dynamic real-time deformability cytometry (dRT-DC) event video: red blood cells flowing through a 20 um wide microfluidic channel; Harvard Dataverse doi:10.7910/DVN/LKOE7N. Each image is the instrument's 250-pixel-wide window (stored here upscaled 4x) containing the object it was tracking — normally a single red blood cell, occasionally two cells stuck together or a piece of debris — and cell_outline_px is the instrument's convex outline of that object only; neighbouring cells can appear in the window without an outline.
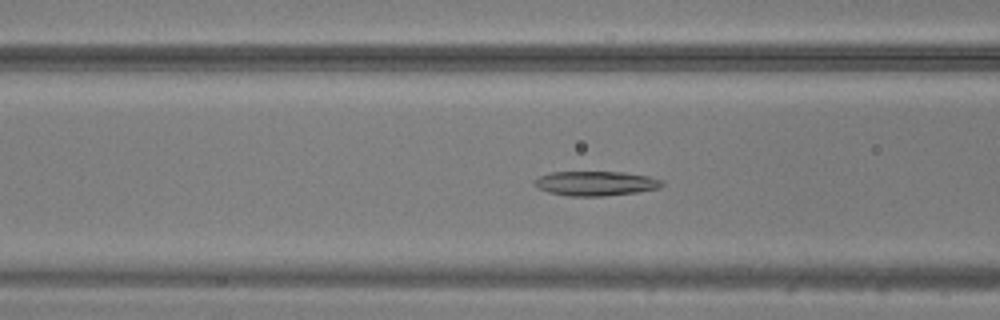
{"species": "common noctule bat (a hibernating species)", "species_latin": "Nyctalus noctula", "temperature_condition": "warm", "stored_images_in_passage": 49, "camera_frame_rate_fps": 3000, "um_per_image_px": 0.085, "animal": {"sex": "male", "body_mass_g": 20.5, "forearm_length_mm": 52.5}, "frame": {"image": 1, "passage_image": 20, "time_ms": 6.333, "image_size_px": [1000, 320], "cell_outline_px": [[664, 184], [660, 188], [636, 192], [604, 196], [568, 196], [548, 192], [536, 188], [532, 184], [532, 180], [540, 176], [552, 172], [624, 172], [648, 176], [660, 180]], "centroid_in_image_um": [50.57, 15.59], "position_along_channel_um": 116.0, "area_um2": 18.32}}
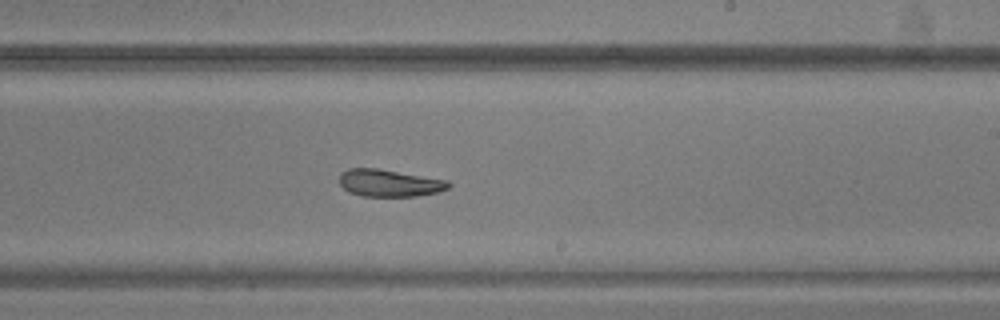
{"frame": {"image": 2, "passage_image": 30, "time_ms": 9.667, "image_size_px": [1000, 320], "cell_outline_px": [[452, 184], [448, 188], [436, 192], [416, 196], [360, 196], [348, 192], [340, 184], [340, 172], [348, 168], [376, 168], [448, 180]], "centroid_in_image_um": [33.07, 15.55], "position_along_channel_um": 255.9, "area_um2": 17.28}}
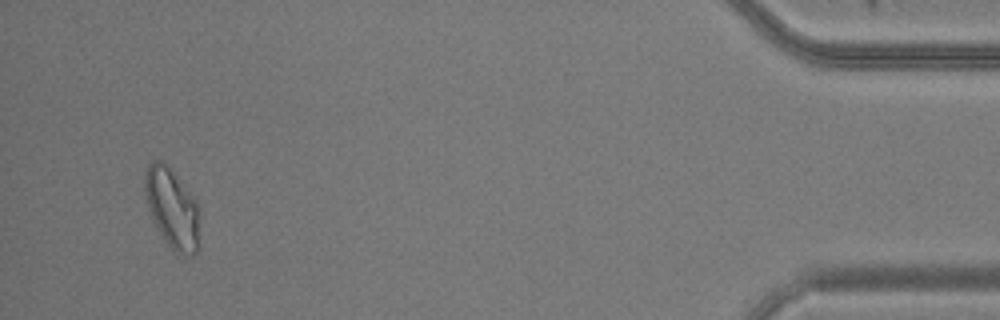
{"frame": {"image": 3, "passage_image": 47, "time_ms": 15.333, "image_size_px": [1000, 320], "cell_outline_px": [[200, 244], [196, 252], [192, 256], [184, 256], [176, 252], [164, 240], [152, 220], [148, 208], [144, 192], [144, 172], [148, 164], [152, 160], [160, 160], [168, 164], [196, 200], [200, 212]], "centroid_in_image_um": [14.65, 17.71], "position_along_channel_um": 420.6, "area_um2": 26.3}}